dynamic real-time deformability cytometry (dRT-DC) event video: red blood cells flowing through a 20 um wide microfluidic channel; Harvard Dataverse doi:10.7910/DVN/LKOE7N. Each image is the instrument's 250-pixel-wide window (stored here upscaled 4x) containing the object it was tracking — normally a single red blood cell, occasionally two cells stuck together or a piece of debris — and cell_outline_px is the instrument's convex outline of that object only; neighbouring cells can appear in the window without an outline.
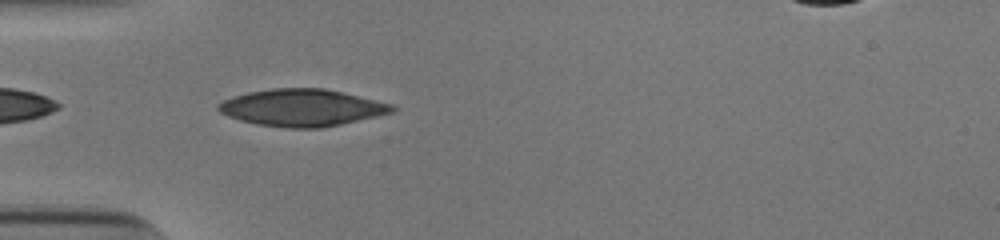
{"species": "human", "species_latin": "Homo sapiens", "temperature_condition": "cold", "stored_images_in_passage": 38, "camera_frame_rate_fps": 3000, "um_per_image_px": 0.085, "donor": {"sex": "male"}, "frame": {"image": 1, "passage_image": 2, "time_ms": 0.333, "image_size_px": [1000, 240], "cell_outline_px": [[396, 112], [340, 124], [320, 128], [288, 128], [256, 124], [240, 120], [228, 116], [220, 112], [216, 108], [216, 104], [232, 96], [248, 92], [272, 88], [324, 88], [392, 104], [396, 108]], "centroid_in_image_um": [25.64, 9.15], "position_along_channel_um": 59.4, "area_um2": 37.45}}
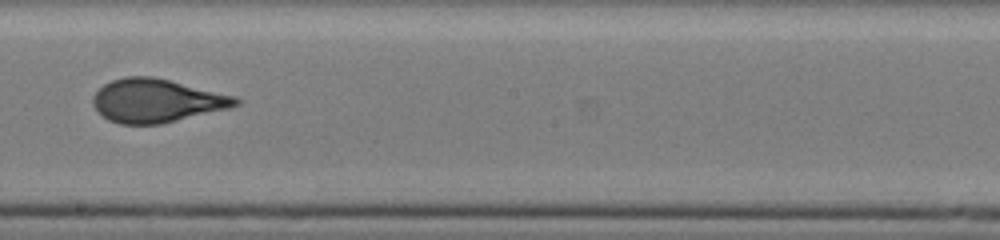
{"frame": {"image": 2, "passage_image": 16, "time_ms": 5.0, "image_size_px": [1000, 240], "cell_outline_px": [[244, 100], [240, 104], [228, 108], [160, 124], [120, 124], [108, 120], [92, 104], [92, 96], [104, 84], [112, 80], [124, 76], [152, 76], [236, 96]], "centroid_in_image_um": [13.31, 8.55], "position_along_channel_um": 234.9, "area_um2": 35.95}}
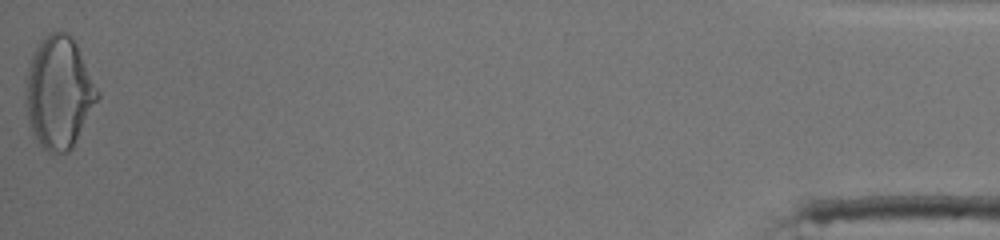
{"frame": {"image": 3, "passage_image": 38, "time_ms": 12.333, "image_size_px": [1000, 240], "cell_outline_px": [[100, 96], [72, 148], [68, 152], [52, 156], [36, 140], [32, 132], [28, 120], [28, 64], [36, 48], [48, 32], [64, 32], [72, 36], [100, 92]], "centroid_in_image_um": [5.04, 7.9], "position_along_channel_um": 430.2, "area_um2": 46.18}, "authors_computed_cell_mechanics": {"area_um2": 36.2406, "velocity_mm_per_s": 3.8854, "shape_relaxation_time_tau1_ms": 7.7984, "shape_relaxation_time_tau2_ms": 0.6774, "deformation_change_tau1": 0.2464, "deformation_change_tau2": 0.0666}}